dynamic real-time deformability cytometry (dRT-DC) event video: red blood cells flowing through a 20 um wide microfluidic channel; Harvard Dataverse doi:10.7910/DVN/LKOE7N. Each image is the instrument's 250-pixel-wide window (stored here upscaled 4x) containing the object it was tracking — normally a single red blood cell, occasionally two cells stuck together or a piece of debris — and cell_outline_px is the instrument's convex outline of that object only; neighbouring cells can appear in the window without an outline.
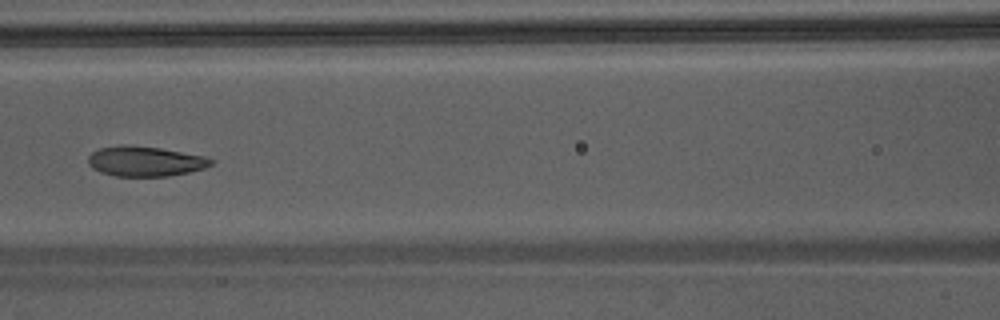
{"species": "Egyptian fruit bat (a non-hibernating species)", "species_latin": "Rousettus aegyptiacus", "temperature_condition": "warm", "stored_images_in_passage": 41, "camera_frame_rate_fps": 3000, "um_per_image_px": 0.085, "animal": {"sex": "male"}, "frame": {"image": 1, "passage_image": 16, "time_ms": 5.0, "image_size_px": [1000, 320], "cell_outline_px": [[216, 160], [212, 164], [204, 168], [188, 172], [168, 176], [116, 176], [100, 172], [92, 168], [88, 164], [88, 156], [92, 152], [100, 148], [120, 144], [128, 144], [160, 148], [204, 156]], "centroid_in_image_um": [12.32, 13.7], "position_along_channel_um": 154.3, "area_um2": 21.62}}
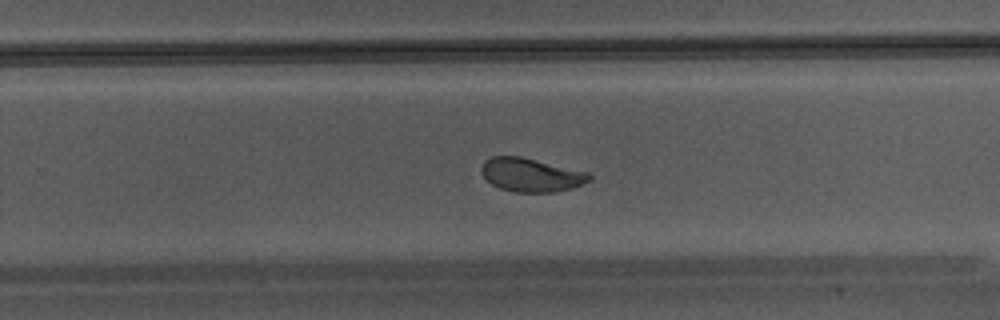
{"frame": {"image": 2, "passage_image": 25, "time_ms": 8.0, "image_size_px": [1000, 320], "cell_outline_px": [[592, 180], [572, 188], [556, 192], [516, 192], [500, 188], [492, 184], [480, 172], [480, 168], [484, 160], [492, 156], [520, 156], [588, 172], [592, 176]], "centroid_in_image_um": [45.14, 14.86], "position_along_channel_um": 284.7, "area_um2": 21.15}}
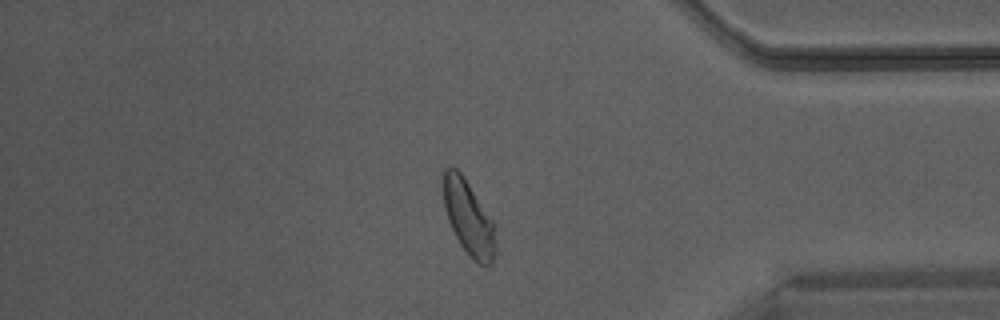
{"frame": {"image": 3, "passage_image": 34, "time_ms": 11.0, "image_size_px": [1000, 320], "cell_outline_px": [[496, 252], [492, 264], [480, 264], [472, 260], [468, 256], [460, 244], [448, 220], [444, 208], [444, 168], [456, 168], [460, 172], [496, 224]], "centroid_in_image_um": [39.87, 18.58], "position_along_channel_um": 395.3, "area_um2": 22.72}}